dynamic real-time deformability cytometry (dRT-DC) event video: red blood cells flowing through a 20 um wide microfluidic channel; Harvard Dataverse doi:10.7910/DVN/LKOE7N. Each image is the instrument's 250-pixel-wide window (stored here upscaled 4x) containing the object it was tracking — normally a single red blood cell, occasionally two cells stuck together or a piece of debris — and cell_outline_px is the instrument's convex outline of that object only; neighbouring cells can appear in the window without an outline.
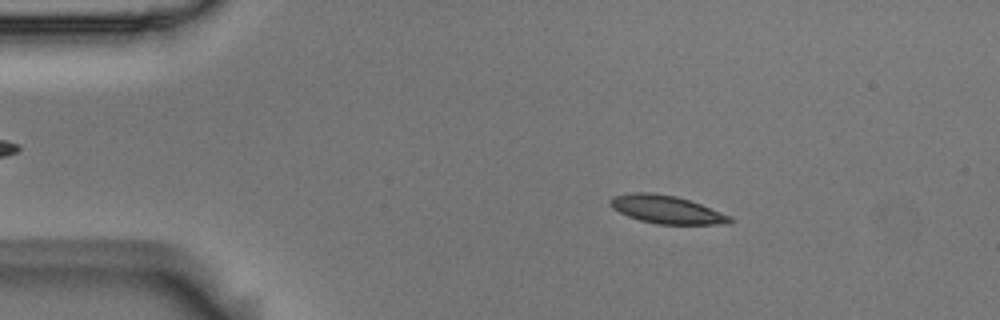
{"species": "Egyptian fruit bat (a non-hibernating species)", "species_latin": "Rousettus aegyptiacus", "temperature_condition": "room temperature", "stored_images_in_passage": 4, "camera_frame_rate_fps": 3000, "um_per_image_px": 0.085, "animal": {"sex": "male"}, "frame": {"image": 1, "passage_image": 2, "time_ms": 0.333, "image_size_px": [1000, 320], "cell_outline_px": [[732, 224], [656, 224], [640, 220], [628, 216], [612, 208], [608, 204], [608, 200], [612, 196], [632, 192], [652, 192], [676, 196], [700, 204], [732, 216]], "centroid_in_image_um": [56.63, 17.8], "position_along_channel_um": 28.4, "area_um2": 19.65}}
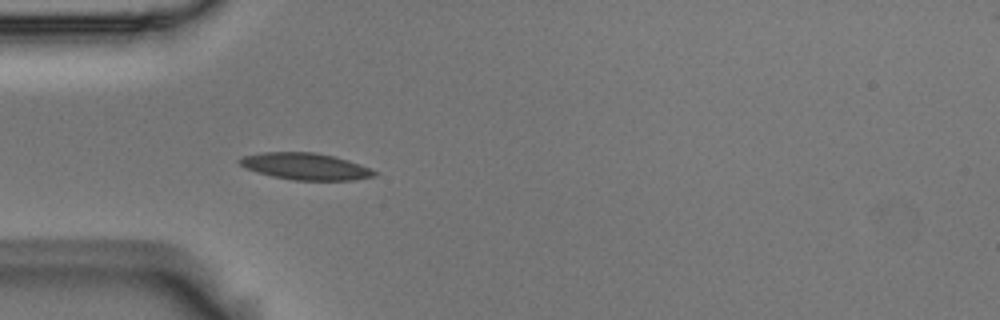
{"frame": {"image": 2, "passage_image": 4, "time_ms": 1.0, "image_size_px": [1000, 320], "cell_outline_px": [[380, 172], [376, 176], [356, 180], [292, 180], [272, 176], [244, 168], [236, 160], [244, 156], [264, 152], [312, 152], [336, 156], [360, 164]], "centroid_in_image_um": [26.0, 14.14], "position_along_channel_um": 59.0, "area_um2": 21.15}}